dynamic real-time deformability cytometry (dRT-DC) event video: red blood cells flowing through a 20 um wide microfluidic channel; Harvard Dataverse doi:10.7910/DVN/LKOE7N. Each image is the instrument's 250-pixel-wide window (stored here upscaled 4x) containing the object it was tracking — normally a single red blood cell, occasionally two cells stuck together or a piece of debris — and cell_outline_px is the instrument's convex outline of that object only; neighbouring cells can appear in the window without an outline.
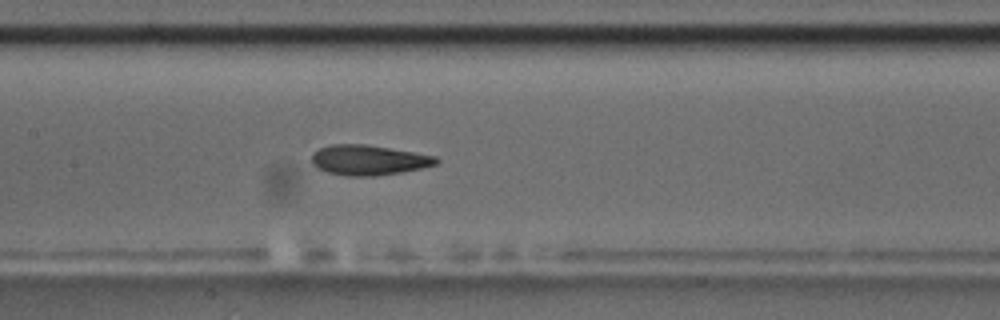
{"species": "common noctule bat (a hibernating species)", "species_latin": "Nyctalus noctula", "temperature_condition": "room temperature", "stored_images_in_passage": 5, "camera_frame_rate_fps": 3000, "um_per_image_px": 0.085, "animal": {"sex": "male", "body_mass_g": 17.5, "forearm_length_mm": 52.3}, "frame": {"image": 1, "passage_image": 5, "time_ms": 5.333, "image_size_px": [1000, 320], "cell_outline_px": [[440, 160], [436, 164], [420, 168], [400, 172], [376, 176], [344, 176], [328, 172], [316, 168], [312, 164], [312, 152], [320, 148], [332, 144], [364, 144], [436, 156]], "centroid_in_image_um": [31.28, 13.61], "position_along_channel_um": 176.1, "area_um2": 21.73}}